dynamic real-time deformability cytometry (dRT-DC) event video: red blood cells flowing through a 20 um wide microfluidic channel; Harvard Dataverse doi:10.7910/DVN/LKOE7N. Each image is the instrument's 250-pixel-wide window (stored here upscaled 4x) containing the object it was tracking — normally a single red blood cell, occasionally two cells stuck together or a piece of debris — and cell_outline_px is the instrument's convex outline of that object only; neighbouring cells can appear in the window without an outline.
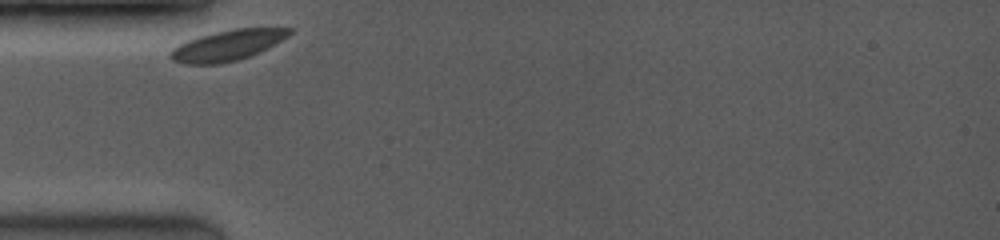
{"species": "common noctule bat (a hibernating species)", "species_latin": "Nyctalus noctula", "temperature_condition": "room temperature", "stored_images_in_passage": 30, "camera_frame_rate_fps": 3500, "um_per_image_px": 0.085, "animal": {"sex": "female", "body_mass_g": 19.0, "forearm_length_mm": 53.3}, "frame": {"image": 1, "passage_image": 1, "time_ms": 0.0, "image_size_px": [1000, 240], "cell_outline_px": [[292, 32], [288, 36], [268, 48], [248, 56], [236, 60], [220, 64], [184, 64], [172, 60], [168, 56], [168, 52], [172, 48], [188, 40], [200, 36], [232, 28], [292, 28]], "centroid_in_image_um": [19.29, 3.86], "position_along_channel_um": 65.7, "area_um2": 21.1}}
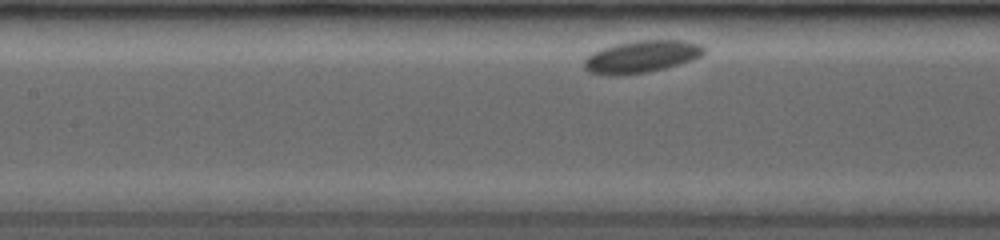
{"frame": {"image": 2, "passage_image": 11, "time_ms": 2.571, "image_size_px": [1000, 240], "cell_outline_px": [[704, 52], [700, 56], [692, 60], [680, 64], [648, 72], [620, 76], [608, 76], [588, 72], [584, 68], [584, 60], [592, 52], [616, 44], [636, 40], [684, 40], [700, 44], [704, 48]], "centroid_in_image_um": [54.5, 4.83], "position_along_channel_um": 152.9, "area_um2": 22.6}}
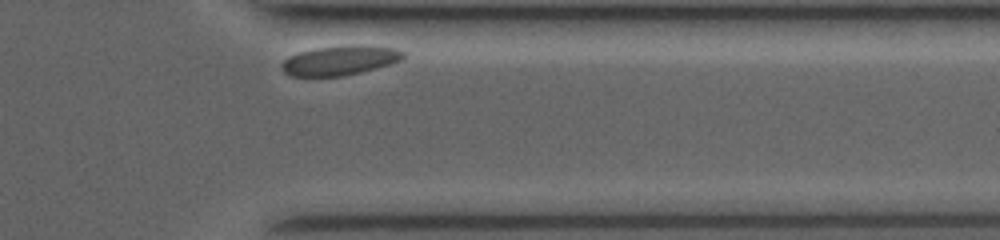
{"frame": {"image": 3, "passage_image": 30, "time_ms": 9.143, "image_size_px": [1000, 240], "cell_outline_px": [[404, 60], [392, 64], [344, 76], [292, 76], [284, 72], [280, 64], [288, 56], [300, 52], [316, 48], [348, 44], [368, 44], [396, 48], [404, 52]], "centroid_in_image_um": [28.95, 5.11], "position_along_channel_um": 382.4, "area_um2": 21.33}}